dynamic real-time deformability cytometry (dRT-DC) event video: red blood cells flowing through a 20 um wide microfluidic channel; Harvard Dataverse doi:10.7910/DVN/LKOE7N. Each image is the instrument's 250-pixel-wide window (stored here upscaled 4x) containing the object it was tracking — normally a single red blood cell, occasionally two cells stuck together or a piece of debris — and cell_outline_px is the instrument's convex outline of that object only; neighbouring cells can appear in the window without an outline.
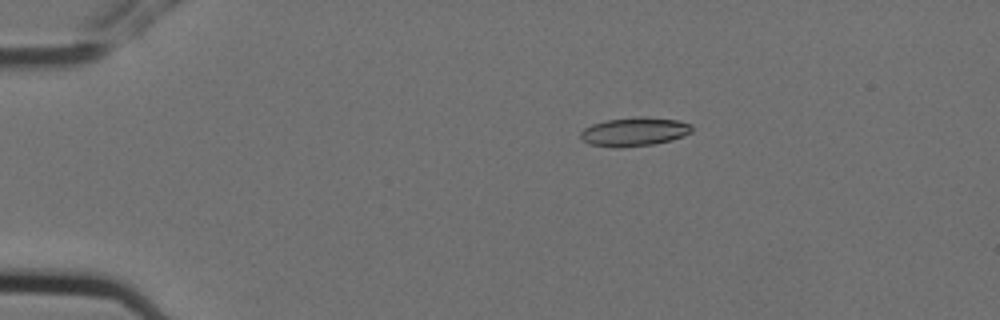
{"species": "Egyptian fruit bat (a non-hibernating species)", "species_latin": "Rousettus aegyptiacus", "temperature_condition": "cold", "stored_images_in_passage": 3, "camera_frame_rate_fps": 3000, "um_per_image_px": 0.085, "animal": {"sex": "female"}, "frame": {"image": 1, "passage_image": 1, "time_ms": 0.0, "image_size_px": [1000, 320], "cell_outline_px": [[692, 132], [684, 136], [672, 140], [652, 144], [588, 144], [580, 136], [580, 132], [584, 128], [592, 124], [608, 120], [636, 116], [644, 116], [680, 120], [692, 124]], "centroid_in_image_um": [54.02, 11.12], "position_along_channel_um": 31.0, "area_um2": 17.92}}